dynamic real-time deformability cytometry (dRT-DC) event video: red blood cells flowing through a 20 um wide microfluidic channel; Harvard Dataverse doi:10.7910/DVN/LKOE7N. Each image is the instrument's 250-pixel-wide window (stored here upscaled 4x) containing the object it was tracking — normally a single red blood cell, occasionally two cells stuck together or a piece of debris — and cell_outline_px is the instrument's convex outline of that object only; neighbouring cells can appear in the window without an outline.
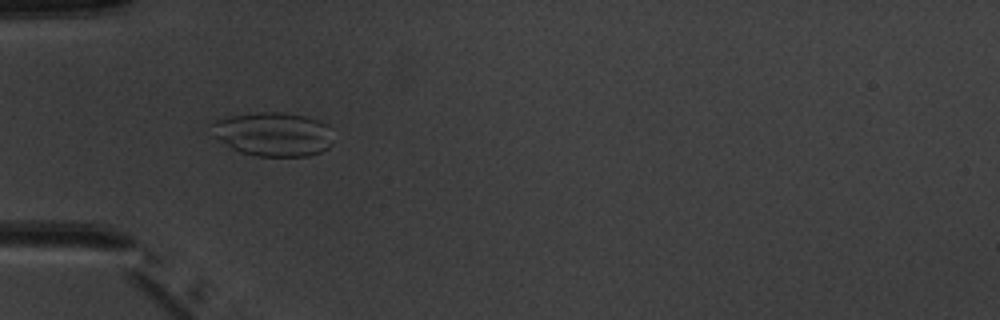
{"species": "common noctule bat (a hibernating species)", "species_latin": "Nyctalus noctula", "temperature_condition": "warm", "stored_images_in_passage": 6, "camera_frame_rate_fps": 3000, "um_per_image_px": 0.085, "animal": {"sex": "male", "body_mass_g": 20.1, "forearm_length_mm": 53.5}, "frame": {"image": 1, "passage_image": 5, "time_ms": 5.333, "image_size_px": [1000, 320], "cell_outline_px": [[332, 144], [328, 148], [320, 152], [308, 156], [256, 156], [240, 152], [232, 148], [212, 136], [208, 124], [208, 120], [256, 112], [280, 112], [308, 116], [328, 124]], "centroid_in_image_um": [23.15, 11.39], "position_along_channel_um": 61.8, "area_um2": 31.67}}
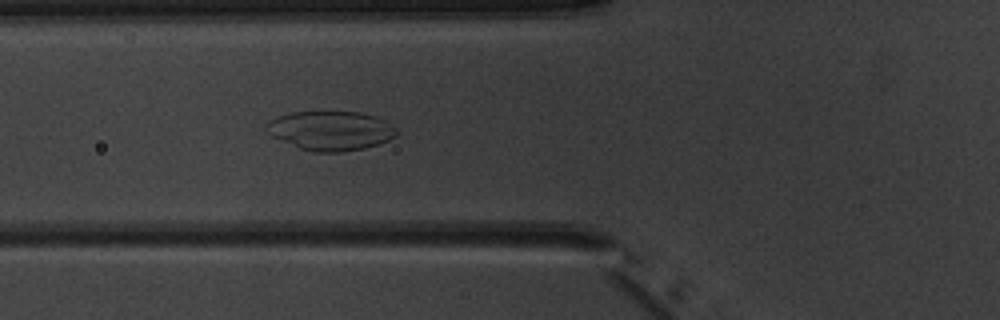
{"frame": {"image": 2, "passage_image": 6, "time_ms": 6.333, "image_size_px": [1000, 320], "cell_outline_px": [[396, 136], [388, 140], [364, 148], [340, 152], [312, 152], [300, 148], [272, 136], [264, 128], [264, 124], [268, 120], [276, 116], [292, 112], [324, 108], [328, 108], [360, 112], [376, 116], [384, 120], [396, 128]], "centroid_in_image_um": [28.05, 11.04], "position_along_channel_um": 97.7, "area_um2": 30.81}}